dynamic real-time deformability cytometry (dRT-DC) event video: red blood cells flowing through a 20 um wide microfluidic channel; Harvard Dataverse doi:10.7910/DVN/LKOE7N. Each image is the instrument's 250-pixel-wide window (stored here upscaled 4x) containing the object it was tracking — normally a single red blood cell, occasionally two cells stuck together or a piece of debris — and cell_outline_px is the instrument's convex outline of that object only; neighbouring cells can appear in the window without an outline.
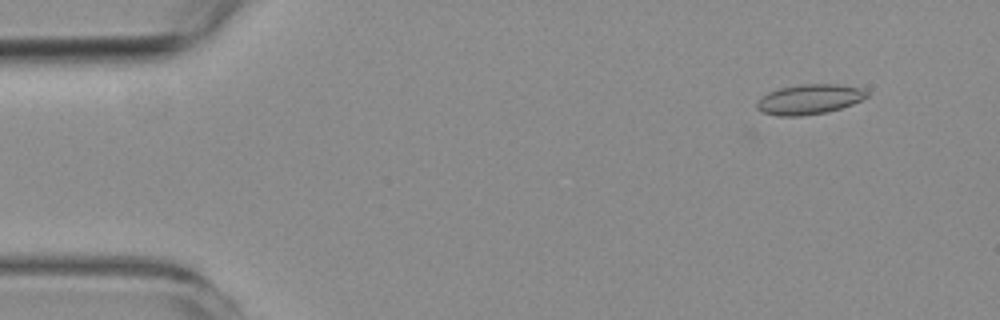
{"species": "common noctule bat (a hibernating species)", "species_latin": "Nyctalus noctula", "temperature_condition": "room temperature", "stored_images_in_passage": 10, "camera_frame_rate_fps": 3000, "um_per_image_px": 0.085, "animal": {"sex": "female", "body_mass_g": 19.3, "forearm_length_mm": 54.1}, "frame": {"image": 1, "passage_image": 1, "time_ms": 0.0, "image_size_px": [1000, 320], "cell_outline_px": [[868, 96], [852, 104], [828, 112], [800, 116], [780, 116], [764, 112], [756, 108], [756, 104], [768, 92], [780, 88], [800, 84], [836, 84], [860, 88], [868, 92]], "centroid_in_image_um": [68.8, 8.44], "position_along_channel_um": 16.2, "area_um2": 18.96}}